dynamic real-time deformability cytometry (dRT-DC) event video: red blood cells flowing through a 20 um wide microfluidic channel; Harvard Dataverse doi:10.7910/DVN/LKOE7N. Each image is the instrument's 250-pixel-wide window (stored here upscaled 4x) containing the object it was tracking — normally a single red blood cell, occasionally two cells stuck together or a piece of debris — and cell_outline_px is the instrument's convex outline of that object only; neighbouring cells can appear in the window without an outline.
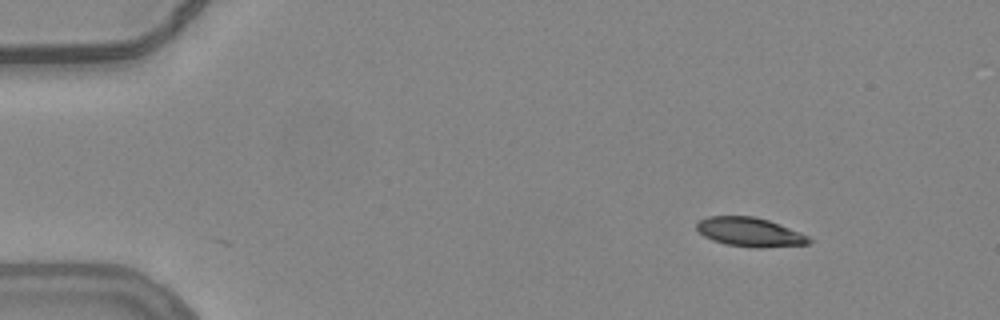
{"species": "common noctule bat (a hibernating species)", "species_latin": "Nyctalus noctula", "temperature_condition": "warm", "stored_images_in_passage": 49, "camera_frame_rate_fps": 3000, "um_per_image_px": 0.085, "animal": {"sex": "female", "body_mass_g": 24.6, "forearm_length_mm": 56.2}, "frame": {"image": 1, "passage_image": 1, "time_ms": 0.0, "image_size_px": [1000, 320], "cell_outline_px": [[812, 240], [808, 244], [760, 248], [756, 248], [724, 244], [712, 240], [704, 236], [696, 228], [696, 224], [700, 220], [708, 216], [756, 216], [768, 220], [800, 232], [808, 236]], "centroid_in_image_um": [63.72, 19.73], "position_along_channel_um": 21.3, "area_um2": 19.02}}
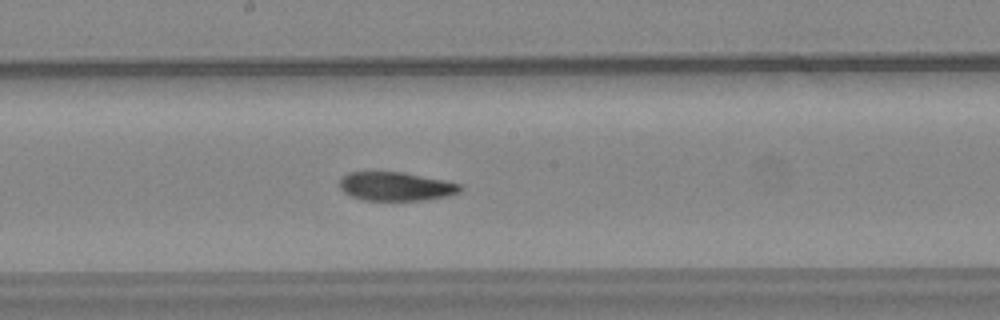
{"frame": {"image": 2, "passage_image": 24, "time_ms": 7.667, "image_size_px": [1000, 320], "cell_outline_px": [[464, 188], [460, 192], [448, 196], [424, 200], [364, 200], [352, 196], [344, 192], [340, 188], [340, 176], [348, 172], [404, 172], [464, 184]], "centroid_in_image_um": [33.69, 15.84], "position_along_channel_um": 214.5, "area_um2": 20.4}}
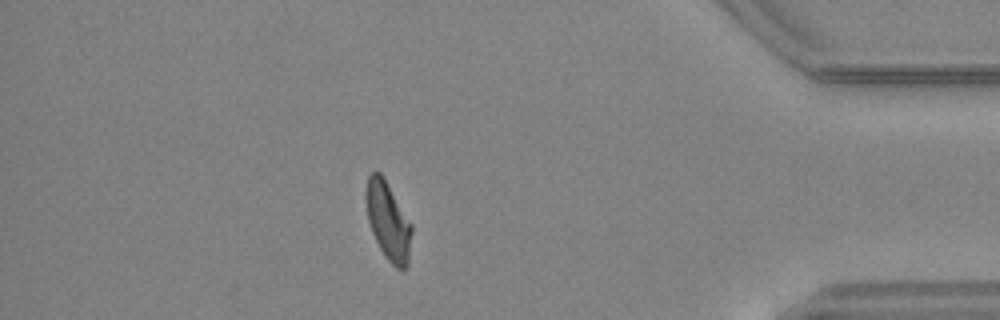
{"frame": {"image": 3, "passage_image": 42, "time_ms": 13.667, "image_size_px": [1000, 320], "cell_outline_px": [[412, 232], [408, 264], [404, 272], [396, 268], [384, 256], [372, 232], [368, 220], [364, 196], [364, 192], [368, 176], [372, 172], [380, 172], [412, 224]], "centroid_in_image_um": [32.98, 18.81], "position_along_channel_um": 402.2, "area_um2": 20.87}, "authors_computed_cell_mechanics": {"area_um2": 20.8658, "velocity_mm_per_s": 3.7883, "shape_relaxation_time_tau1_ms": 6.0474, "shape_relaxation_time_tau2_ms": 2.97, "deformation_change_tau1": 0.1934, "deformation_change_tau2": 0.0952}}